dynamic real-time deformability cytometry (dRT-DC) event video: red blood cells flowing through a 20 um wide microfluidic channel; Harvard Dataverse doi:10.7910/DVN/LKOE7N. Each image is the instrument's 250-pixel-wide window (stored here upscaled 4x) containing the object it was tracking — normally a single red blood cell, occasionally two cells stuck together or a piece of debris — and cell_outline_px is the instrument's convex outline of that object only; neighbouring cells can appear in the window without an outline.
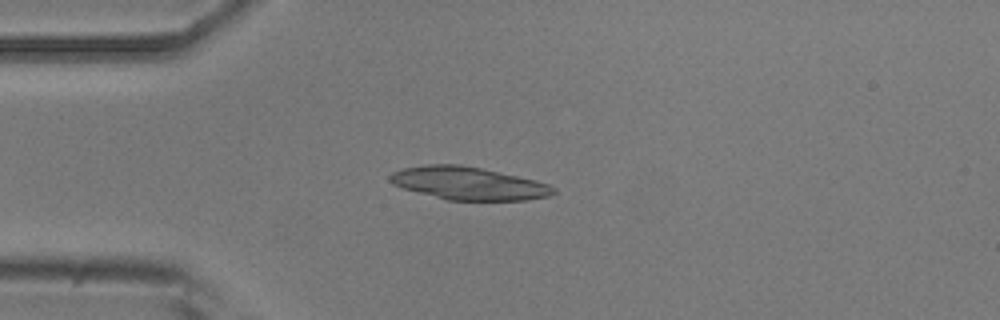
{"species": "common noctule bat (a hibernating species)", "species_latin": "Nyctalus noctula", "temperature_condition": "room temperature", "stored_images_in_passage": 9, "camera_frame_rate_fps": 3000, "um_per_image_px": 0.085, "animal": {"sex": "male", "body_mass_g": 20.5, "forearm_length_mm": 52.5}, "frame": {"image": 1, "passage_image": 3, "time_ms": 3.333, "image_size_px": [1000, 320], "cell_outline_px": [[556, 192], [548, 196], [524, 200], [448, 200], [404, 188], [392, 184], [388, 180], [388, 176], [392, 172], [404, 168], [424, 164], [460, 164], [480, 168], [536, 180], [548, 184], [556, 188]], "centroid_in_image_um": [39.8, 15.58], "position_along_channel_um": 45.2, "area_um2": 31.1}}